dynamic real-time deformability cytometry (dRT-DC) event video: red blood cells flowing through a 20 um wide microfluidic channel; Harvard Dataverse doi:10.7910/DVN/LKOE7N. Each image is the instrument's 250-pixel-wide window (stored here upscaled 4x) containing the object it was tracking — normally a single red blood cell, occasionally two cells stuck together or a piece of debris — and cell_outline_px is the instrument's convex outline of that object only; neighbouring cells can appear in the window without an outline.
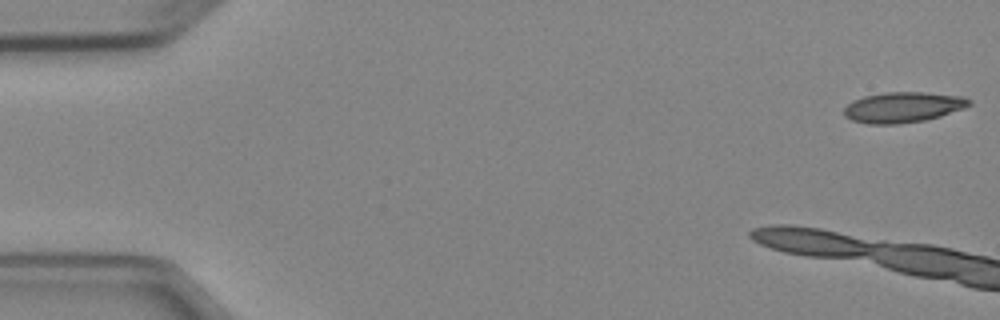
{"species": "Egyptian fruit bat (a non-hibernating species)", "species_latin": "Rousettus aegyptiacus", "temperature_condition": "cold", "stored_images_in_passage": 4, "camera_frame_rate_fps": 3000, "um_per_image_px": 0.085, "animal": {"sex": "female"}, "frame": {"image": 1, "passage_image": 1, "time_ms": 0.0, "image_size_px": [1000, 320], "cell_outline_px": [[972, 104], [964, 108], [940, 116], [924, 120], [900, 124], [868, 124], [852, 120], [844, 116], [844, 108], [852, 100], [864, 96], [888, 92], [924, 92], [964, 96], [972, 100]], "centroid_in_image_um": [76.77, 9.11], "position_along_channel_um": 8.2, "area_um2": 22.37}}